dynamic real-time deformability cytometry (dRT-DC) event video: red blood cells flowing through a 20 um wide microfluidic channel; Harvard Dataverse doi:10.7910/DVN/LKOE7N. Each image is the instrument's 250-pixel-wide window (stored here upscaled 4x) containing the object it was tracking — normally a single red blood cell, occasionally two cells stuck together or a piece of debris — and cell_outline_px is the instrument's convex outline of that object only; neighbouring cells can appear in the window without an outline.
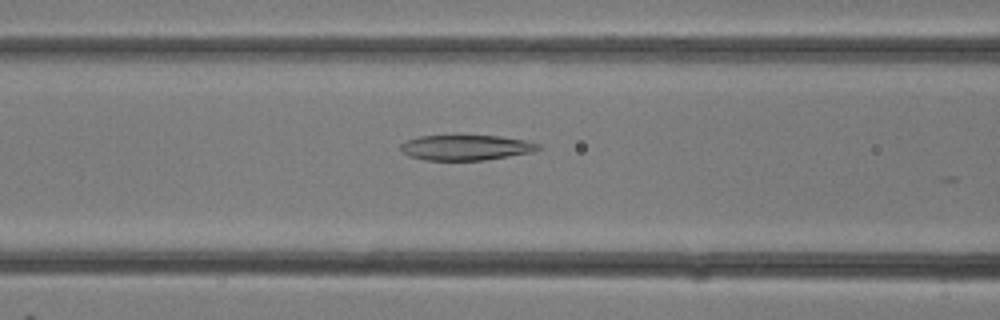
{"species": "common noctule bat (a hibernating species)", "species_latin": "Nyctalus noctula", "temperature_condition": "room temperature", "stored_images_in_passage": 17, "camera_frame_rate_fps": 3000, "um_per_image_px": 0.085, "animal": {"sex": "female"}, "frame": {"image": 1, "passage_image": 12, "time_ms": 3.667, "image_size_px": [1000, 320], "cell_outline_px": [[540, 148], [532, 152], [484, 160], [424, 160], [408, 156], [400, 148], [400, 144], [408, 140], [420, 136], [500, 136], [524, 140], [540, 144]], "centroid_in_image_um": [39.59, 12.55], "position_along_channel_um": 127.0, "area_um2": 20.06}}
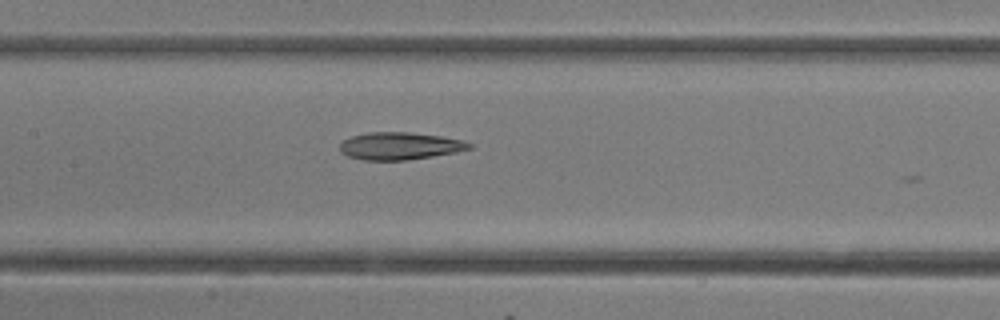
{"frame": {"image": 2, "passage_image": 14, "time_ms": 4.333, "image_size_px": [1000, 320], "cell_outline_px": [[472, 148], [456, 152], [408, 160], [364, 160], [348, 156], [340, 152], [340, 144], [344, 140], [352, 136], [368, 132], [412, 132], [440, 136], [464, 140], [472, 144]], "centroid_in_image_um": [33.99, 12.4], "position_along_channel_um": 173.4, "area_um2": 20.69}}
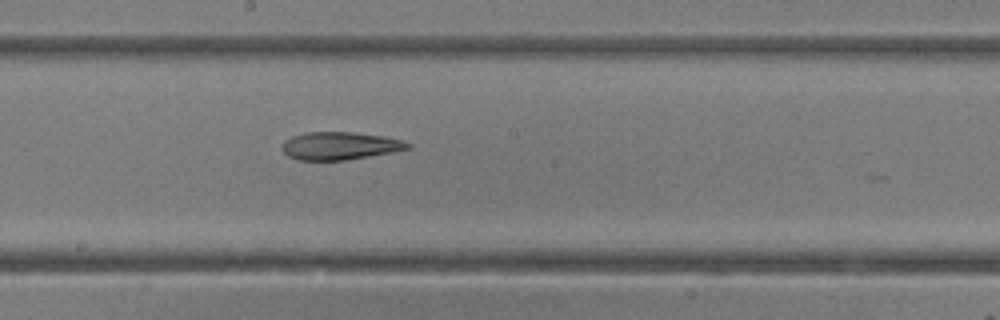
{"frame": {"image": 3, "passage_image": 16, "time_ms": 5.0, "image_size_px": [1000, 320], "cell_outline_px": [[412, 148], [392, 152], [344, 160], [296, 160], [288, 156], [284, 152], [284, 140], [292, 136], [304, 132], [352, 132], [384, 136], [400, 140], [412, 144]], "centroid_in_image_um": [28.89, 12.39], "position_along_channel_um": 219.3, "area_um2": 20.23}}